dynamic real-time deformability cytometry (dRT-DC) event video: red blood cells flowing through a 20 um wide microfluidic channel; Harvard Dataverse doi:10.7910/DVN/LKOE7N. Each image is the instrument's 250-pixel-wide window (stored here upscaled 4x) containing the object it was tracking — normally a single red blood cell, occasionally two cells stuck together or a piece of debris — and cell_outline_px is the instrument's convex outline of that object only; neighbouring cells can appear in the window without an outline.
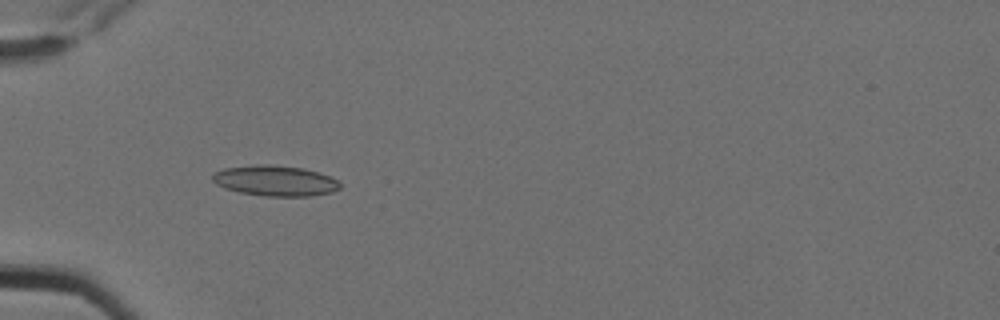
{"species": "Egyptian fruit bat (a non-hibernating species)", "species_latin": "Rousettus aegyptiacus", "temperature_condition": "cold", "stored_images_in_passage": 5, "camera_frame_rate_fps": 3000, "um_per_image_px": 0.085, "animal": {"sex": "female"}, "frame": {"image": 1, "passage_image": 5, "time_ms": 1.333, "image_size_px": [1000, 320], "cell_outline_px": [[340, 188], [332, 192], [312, 196], [264, 196], [240, 192], [224, 188], [216, 184], [212, 180], [212, 176], [216, 172], [224, 168], [252, 164], [272, 164], [304, 168], [328, 176], [336, 180], [340, 184]], "centroid_in_image_um": [23.36, 15.36], "position_along_channel_um": 61.6, "area_um2": 22.72}}